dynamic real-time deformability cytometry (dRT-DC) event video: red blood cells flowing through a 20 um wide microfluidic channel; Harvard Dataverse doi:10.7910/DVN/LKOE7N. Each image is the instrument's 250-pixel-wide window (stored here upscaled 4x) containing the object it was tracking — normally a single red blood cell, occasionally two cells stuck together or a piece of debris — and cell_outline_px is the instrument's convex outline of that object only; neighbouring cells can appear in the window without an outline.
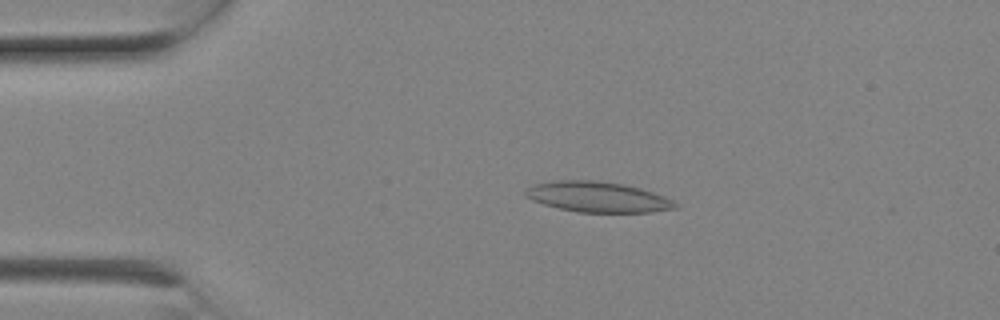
{"species": "Egyptian fruit bat (a non-hibernating species)", "species_latin": "Rousettus aegyptiacus", "temperature_condition": "room temperature", "stored_images_in_passage": 7, "camera_frame_rate_fps": 3000, "um_per_image_px": 0.085, "animal": {"sex": "female"}, "frame": {"image": 1, "passage_image": 4, "time_ms": 1.0, "image_size_px": [1000, 320], "cell_outline_px": [[680, 204], [676, 208], [652, 212], [576, 212], [544, 204], [532, 200], [524, 196], [524, 192], [532, 184], [552, 180], [596, 180], [624, 184], [640, 188], [664, 196]], "centroid_in_image_um": [50.79, 16.73], "position_along_channel_um": 34.2, "area_um2": 26.7}}
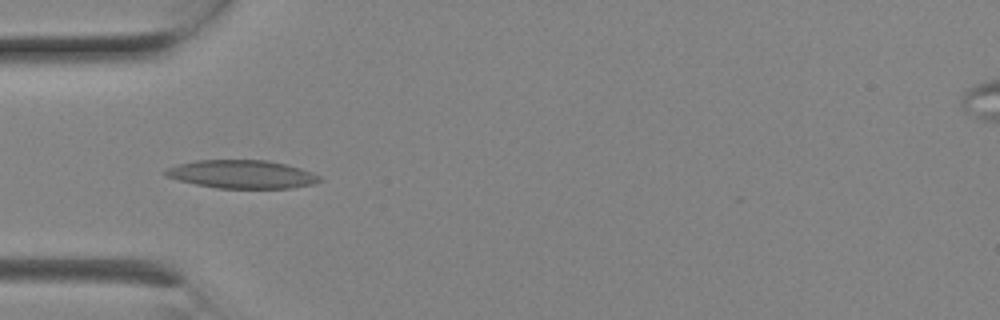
{"frame": {"image": 2, "passage_image": 6, "time_ms": 1.667, "image_size_px": [1000, 320], "cell_outline_px": [[324, 180], [312, 184], [288, 188], [216, 188], [196, 184], [180, 180], [168, 176], [164, 172], [168, 168], [180, 164], [196, 160], [268, 160], [300, 168], [312, 172], [320, 176]], "centroid_in_image_um": [20.61, 14.81], "position_along_channel_um": 64.4, "area_um2": 25.09}}
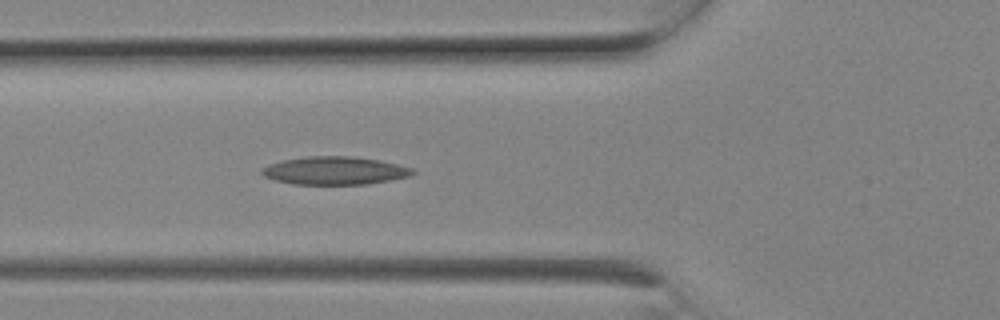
{"frame": {"image": 3, "passage_image": 7, "time_ms": 2.0, "image_size_px": [1000, 320], "cell_outline_px": [[416, 172], [408, 176], [368, 184], [292, 184], [276, 180], [264, 176], [260, 172], [260, 168], [268, 164], [280, 160], [304, 156], [352, 156], [380, 160], [412, 168]], "centroid_in_image_um": [28.39, 14.49], "position_along_channel_um": 97.4, "area_um2": 24.68}}